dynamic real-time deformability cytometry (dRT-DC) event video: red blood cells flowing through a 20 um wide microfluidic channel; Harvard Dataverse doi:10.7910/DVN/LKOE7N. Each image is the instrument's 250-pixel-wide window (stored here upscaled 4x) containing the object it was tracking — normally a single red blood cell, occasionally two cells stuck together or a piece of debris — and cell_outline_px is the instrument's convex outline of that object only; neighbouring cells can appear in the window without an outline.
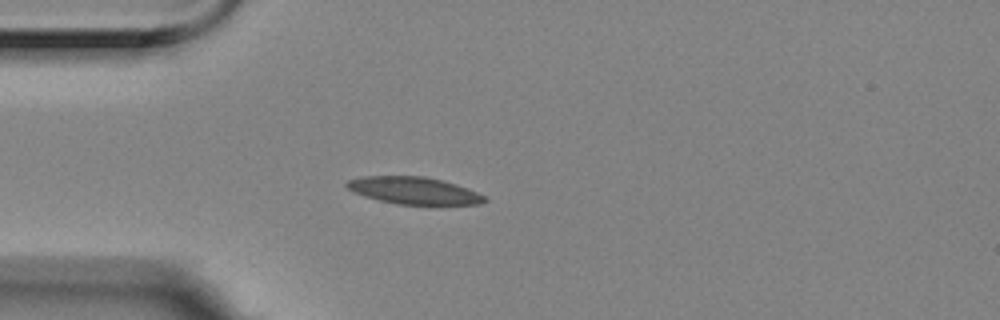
{"species": "Egyptian fruit bat (a non-hibernating species)", "species_latin": "Rousettus aegyptiacus", "temperature_condition": "room temperature", "stored_images_in_passage": 2, "camera_frame_rate_fps": 3000, "um_per_image_px": 0.085, "animal": {"sex": "female"}, "frame": {"image": 1, "passage_image": 1, "time_ms": 0.0, "image_size_px": [1000, 320], "cell_outline_px": [[488, 200], [476, 204], [396, 204], [364, 196], [348, 188], [344, 184], [348, 180], [364, 176], [424, 176], [456, 184], [468, 188], [484, 196]], "centroid_in_image_um": [35.16, 16.19], "position_along_channel_um": 49.8, "area_um2": 21.44}}